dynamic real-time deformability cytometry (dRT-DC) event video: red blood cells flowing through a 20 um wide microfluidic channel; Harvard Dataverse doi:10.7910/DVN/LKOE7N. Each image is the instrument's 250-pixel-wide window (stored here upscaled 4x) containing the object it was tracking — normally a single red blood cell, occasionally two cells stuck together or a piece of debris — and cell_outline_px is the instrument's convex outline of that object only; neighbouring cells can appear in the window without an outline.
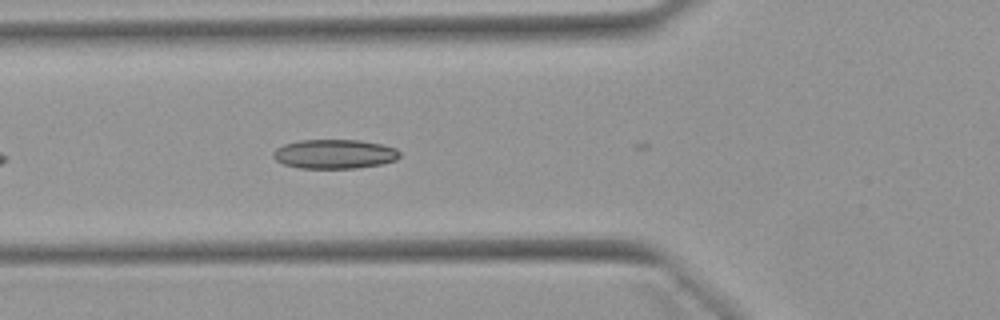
{"species": "Egyptian fruit bat (a non-hibernating species)", "species_latin": "Rousettus aegyptiacus", "temperature_condition": "warm", "stored_images_in_passage": 10, "camera_frame_rate_fps": 3000, "um_per_image_px": 0.085, "animal": {"sex": "female"}, "frame": {"image": 1, "passage_image": 2, "time_ms": 0.333, "image_size_px": [1000, 320], "cell_outline_px": [[400, 156], [396, 160], [384, 164], [356, 168], [300, 168], [284, 164], [276, 160], [272, 156], [272, 152], [276, 148], [284, 144], [300, 140], [360, 140], [380, 144], [396, 148], [400, 152]], "centroid_in_image_um": [28.44, 13.09], "position_along_channel_um": 97.4, "area_um2": 21.68}}
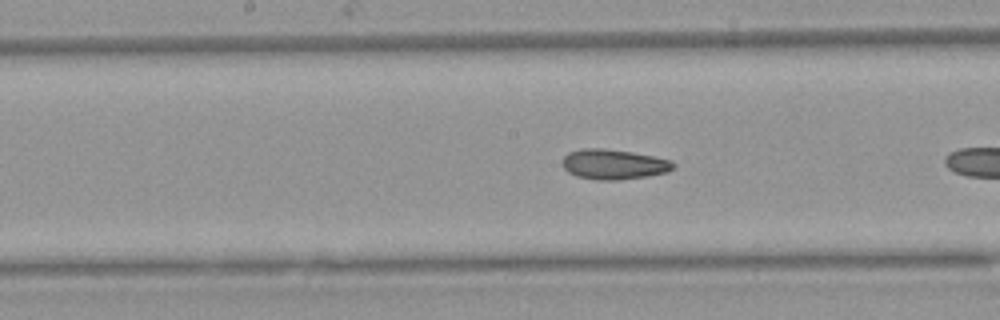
{"frame": {"image": 2, "passage_image": 7, "time_ms": 2.0, "image_size_px": [1000, 320], "cell_outline_px": [[676, 164], [668, 172], [648, 176], [620, 180], [596, 180], [576, 176], [568, 172], [564, 168], [564, 156], [568, 152], [584, 148], [604, 148], [632, 152], [672, 160]], "centroid_in_image_um": [52.18, 13.97], "position_along_channel_um": 196.0, "area_um2": 19.48}}